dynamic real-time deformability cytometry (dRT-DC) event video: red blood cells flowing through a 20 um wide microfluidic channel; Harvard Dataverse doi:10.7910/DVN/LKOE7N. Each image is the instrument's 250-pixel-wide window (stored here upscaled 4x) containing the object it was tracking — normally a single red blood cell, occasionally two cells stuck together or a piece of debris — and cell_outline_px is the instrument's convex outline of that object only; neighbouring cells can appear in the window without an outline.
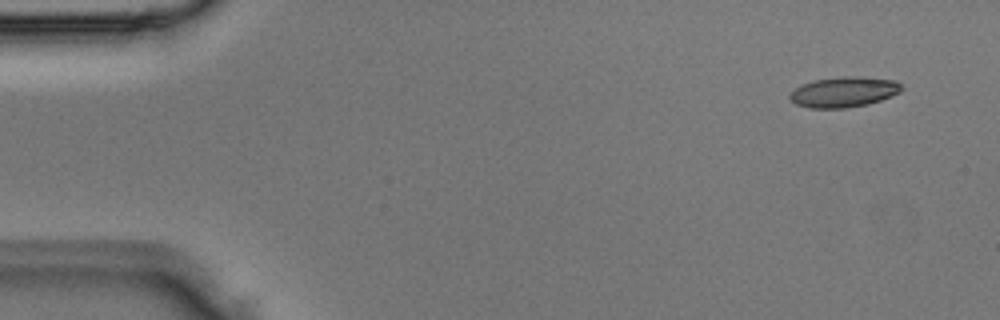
{"species": "Egyptian fruit bat (a non-hibernating species)", "species_latin": "Rousettus aegyptiacus", "temperature_condition": "room temperature", "stored_images_in_passage": 3, "camera_frame_rate_fps": 3000, "um_per_image_px": 0.085, "animal": {"sex": "male"}, "frame": {"image": 1, "passage_image": 1, "time_ms": 0.0, "image_size_px": [1000, 320], "cell_outline_px": [[904, 88], [900, 92], [892, 96], [868, 104], [844, 108], [812, 108], [796, 104], [788, 96], [796, 88], [812, 80], [840, 76], [860, 76], [896, 80]], "centroid_in_image_um": [71.77, 7.8], "position_along_channel_um": 13.2, "area_um2": 19.83}}